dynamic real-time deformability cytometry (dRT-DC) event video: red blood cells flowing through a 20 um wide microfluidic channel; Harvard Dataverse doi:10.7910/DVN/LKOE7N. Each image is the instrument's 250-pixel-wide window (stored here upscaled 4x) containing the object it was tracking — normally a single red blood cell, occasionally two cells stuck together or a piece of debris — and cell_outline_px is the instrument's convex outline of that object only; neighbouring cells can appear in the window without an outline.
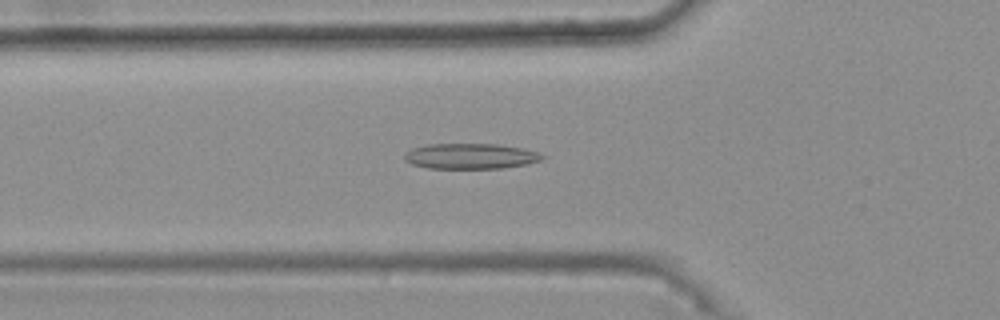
{"species": "common noctule bat (a hibernating species)", "species_latin": "Nyctalus noctula", "temperature_condition": "warm", "stored_images_in_passage": 47, "camera_frame_rate_fps": 3000, "um_per_image_px": 0.085, "animal": {"sex": "female", "body_mass_g": 25.1}, "frame": {"image": 1, "passage_image": 18, "time_ms": 5.667, "image_size_px": [1000, 320], "cell_outline_px": [[548, 156], [540, 160], [528, 164], [504, 168], [428, 168], [412, 164], [404, 160], [404, 152], [412, 148], [428, 144], [496, 144], [524, 148]], "centroid_in_image_um": [40.0, 13.27], "position_along_channel_um": 85.8, "area_um2": 20.58}}
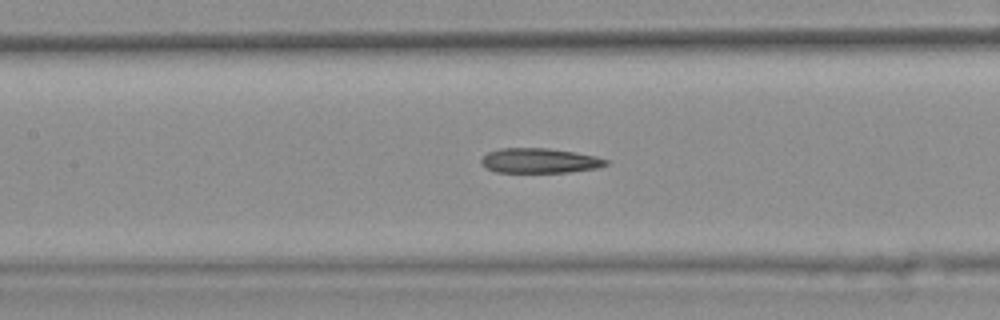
{"frame": {"image": 2, "passage_image": 24, "time_ms": 7.667, "image_size_px": [1000, 320], "cell_outline_px": [[608, 164], [596, 168], [568, 172], [496, 172], [484, 168], [480, 164], [480, 160], [488, 152], [500, 148], [548, 148], [596, 156], [608, 160]], "centroid_in_image_um": [45.81, 13.66], "position_along_channel_um": 161.6, "area_um2": 18.03}}
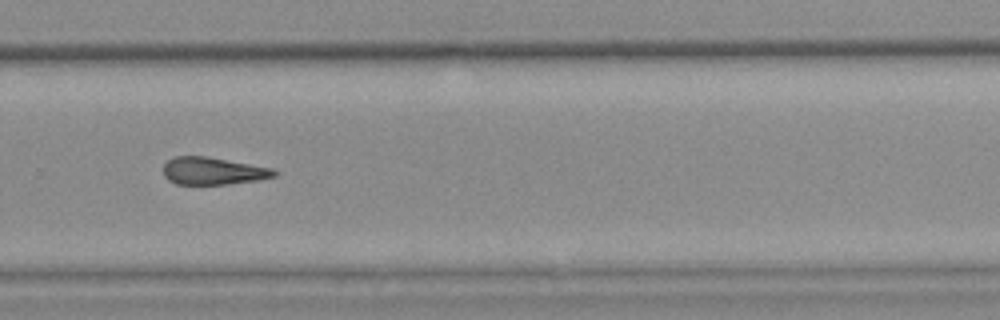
{"frame": {"image": 3, "passage_image": 36, "time_ms": 11.667, "image_size_px": [1000, 320], "cell_outline_px": [[280, 172], [276, 176], [260, 180], [228, 184], [176, 184], [168, 180], [164, 176], [164, 164], [168, 160], [176, 156], [204, 156], [272, 168]], "centroid_in_image_um": [18.13, 14.54], "position_along_channel_um": 311.7, "area_um2": 17.69}}